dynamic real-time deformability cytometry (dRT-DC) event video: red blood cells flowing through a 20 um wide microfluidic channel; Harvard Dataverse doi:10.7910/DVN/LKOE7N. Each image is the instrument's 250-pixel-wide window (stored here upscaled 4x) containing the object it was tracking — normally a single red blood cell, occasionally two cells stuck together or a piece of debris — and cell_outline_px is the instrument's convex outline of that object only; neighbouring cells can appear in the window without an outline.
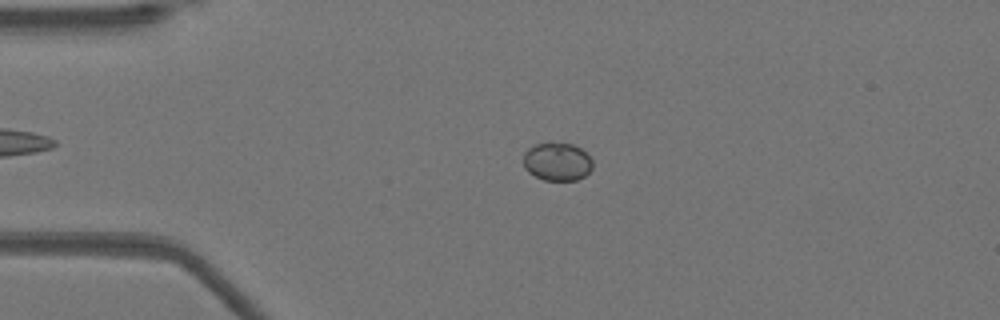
{"species": "Egyptian fruit bat (a non-hibernating species)", "species_latin": "Rousettus aegyptiacus", "temperature_condition": "warm", "stored_images_in_passage": 52, "camera_frame_rate_fps": 3000, "um_per_image_px": 0.085, "animal": {"sex": "female"}, "frame": {"image": 1, "passage_image": 12, "time_ms": 3.667, "image_size_px": [1000, 320], "cell_outline_px": [[592, 168], [584, 176], [576, 180], [544, 180], [528, 172], [524, 168], [524, 152], [528, 148], [536, 144], [572, 144], [580, 148], [592, 160]], "centroid_in_image_um": [47.35, 13.76], "position_along_channel_um": 37.7, "area_um2": 15.09}}
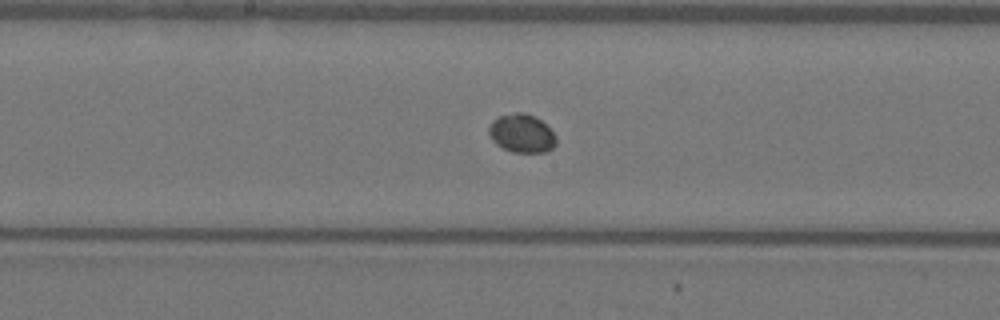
{"frame": {"image": 2, "passage_image": 27, "time_ms": 8.667, "image_size_px": [1000, 320], "cell_outline_px": [[556, 144], [552, 148], [544, 152], [512, 152], [496, 144], [488, 136], [488, 128], [492, 120], [500, 116], [516, 112], [524, 112], [536, 116], [556, 136]], "centroid_in_image_um": [44.32, 11.33], "position_along_channel_um": 203.9, "area_um2": 15.09}}
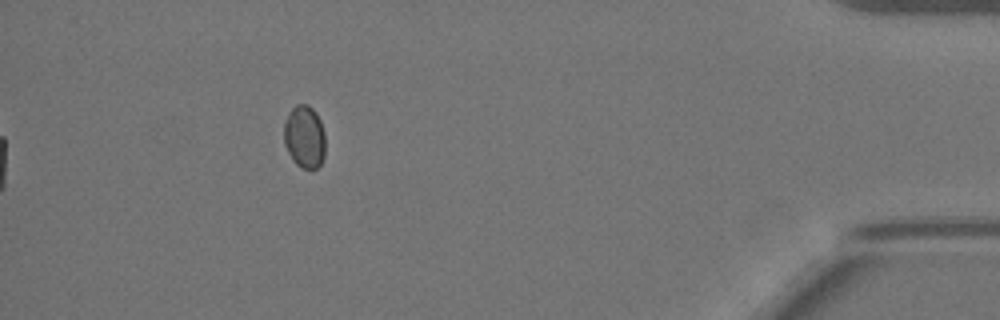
{"frame": {"image": 3, "passage_image": 47, "time_ms": 15.333, "image_size_px": [1000, 320], "cell_outline_px": [[324, 156], [320, 164], [316, 168], [300, 168], [292, 160], [284, 144], [284, 124], [288, 112], [296, 104], [308, 104], [316, 112], [320, 120], [324, 132]], "centroid_in_image_um": [25.86, 11.61], "position_along_channel_um": 409.3, "area_um2": 15.2}}